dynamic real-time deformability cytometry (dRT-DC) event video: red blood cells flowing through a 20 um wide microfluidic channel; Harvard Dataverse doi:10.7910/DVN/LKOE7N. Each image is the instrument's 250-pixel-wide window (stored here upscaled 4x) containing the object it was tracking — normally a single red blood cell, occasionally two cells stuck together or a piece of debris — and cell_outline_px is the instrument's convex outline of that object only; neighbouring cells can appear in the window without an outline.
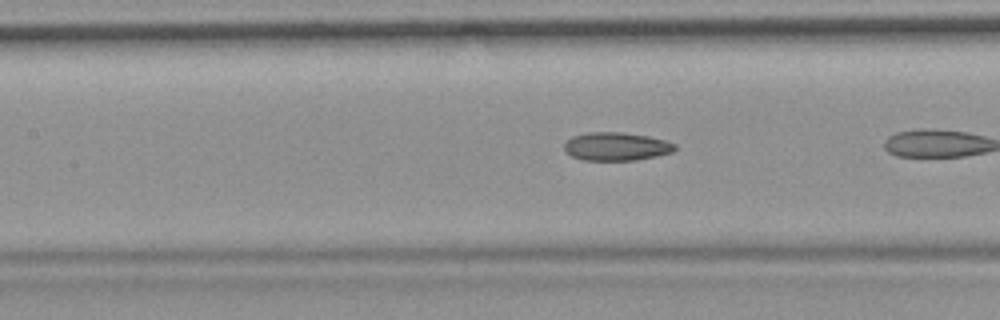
{"species": "common noctule bat (a hibernating species)", "species_latin": "Nyctalus noctula", "temperature_condition": "room temperature", "stored_images_in_passage": 9, "camera_frame_rate_fps": 3000, "um_per_image_px": 0.085, "animal": {"sex": "female", "body_mass_g": 19.9}, "frame": {"image": 1, "passage_image": 8, "time_ms": 2.333, "image_size_px": [1000, 320], "cell_outline_px": [[676, 148], [672, 152], [656, 156], [636, 160], [584, 160], [572, 156], [564, 152], [564, 144], [572, 136], [588, 132], [620, 132], [648, 136], [668, 140], [676, 144]], "centroid_in_image_um": [52.39, 12.44], "position_along_channel_um": 155.0, "area_um2": 18.32}}